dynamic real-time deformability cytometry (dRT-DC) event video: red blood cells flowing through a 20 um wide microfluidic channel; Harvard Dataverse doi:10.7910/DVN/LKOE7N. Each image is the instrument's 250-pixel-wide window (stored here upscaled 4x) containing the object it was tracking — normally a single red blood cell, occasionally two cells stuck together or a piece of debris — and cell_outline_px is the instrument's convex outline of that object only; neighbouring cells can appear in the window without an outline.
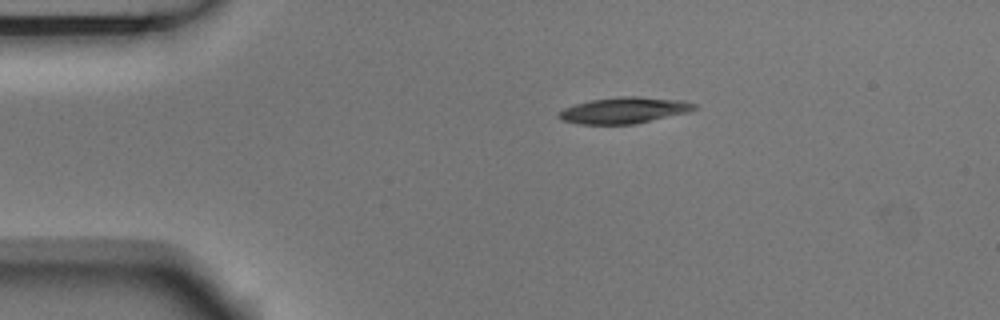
{"species": "Egyptian fruit bat (a non-hibernating species)", "species_latin": "Rousettus aegyptiacus", "temperature_condition": "room temperature", "stored_images_in_passage": 44, "camera_frame_rate_fps": 3000, "um_per_image_px": 0.085, "animal": {"sex": "male"}, "frame": {"image": 1, "passage_image": 1, "time_ms": 0.0, "image_size_px": [1000, 320], "cell_outline_px": [[696, 108], [688, 112], [632, 124], [580, 124], [560, 120], [556, 116], [564, 108], [576, 104], [592, 100], [620, 96], [636, 96], [680, 100], [696, 104]], "centroid_in_image_um": [53.01, 9.37], "position_along_channel_um": 32.0, "area_um2": 20.4}}
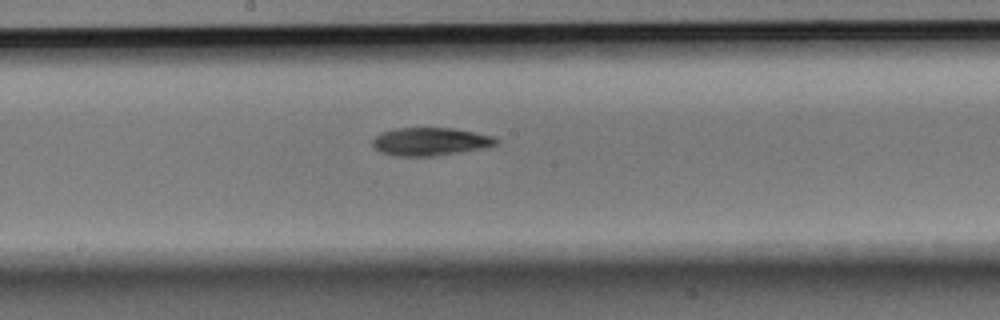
{"frame": {"image": 2, "passage_image": 19, "time_ms": 6.0, "image_size_px": [1000, 320], "cell_outline_px": [[500, 140], [496, 144], [480, 148], [432, 156], [396, 156], [380, 152], [372, 144], [372, 140], [376, 136], [384, 132], [396, 128], [452, 128], [492, 136]], "centroid_in_image_um": [36.53, 12.03], "position_along_channel_um": 211.7, "area_um2": 19.71}}
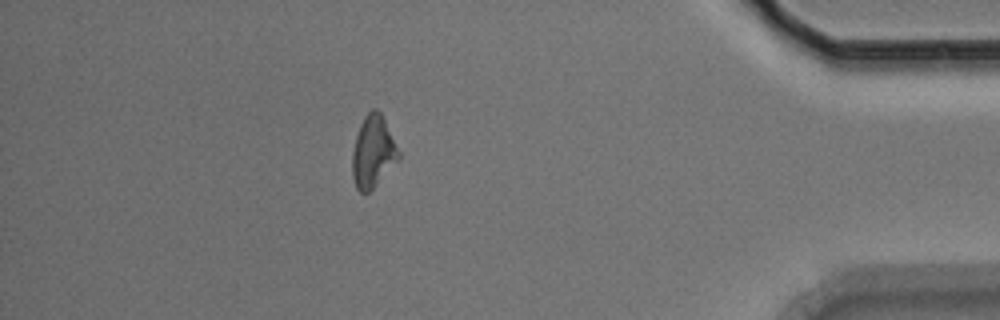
{"frame": {"image": 3, "passage_image": 38, "time_ms": 12.333, "image_size_px": [1000, 320], "cell_outline_px": [[400, 160], [368, 192], [360, 192], [356, 188], [352, 176], [352, 152], [356, 136], [360, 124], [364, 116], [372, 108], [376, 108], [380, 112], [400, 152]], "centroid_in_image_um": [31.7, 12.9], "position_along_channel_um": 403.5, "area_um2": 19.31}, "authors_computed_cell_mechanics": {"area_um2": 19.7387, "velocity_mm_per_s": 3.7204, "shape_relaxation_time_tau1_ms": 4.7003, "shape_relaxation_time_tau2_ms": null, "deformation_change_tau1": 0.1417, "deformation_change_tau2": null}}